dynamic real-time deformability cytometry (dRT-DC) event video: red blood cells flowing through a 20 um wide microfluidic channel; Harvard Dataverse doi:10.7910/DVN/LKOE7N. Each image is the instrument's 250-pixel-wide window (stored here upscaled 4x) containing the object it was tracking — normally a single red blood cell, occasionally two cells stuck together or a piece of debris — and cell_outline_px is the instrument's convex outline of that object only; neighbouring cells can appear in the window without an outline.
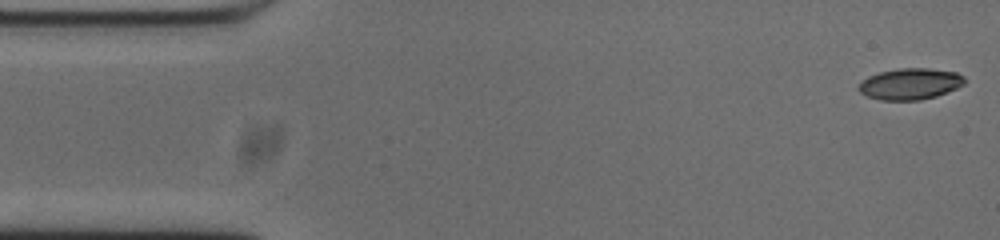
{"species": "common noctule bat (a hibernating species)", "species_latin": "Nyctalus noctula", "temperature_condition": "cold", "stored_images_in_passage": 53, "camera_frame_rate_fps": 3000, "um_per_image_px": 0.085, "animal": {"sex": "male", "body_mass_g": 20.0, "forearm_length_mm": 53.3}, "frame": {"image": 1, "passage_image": 1, "time_ms": 0.0, "image_size_px": [1000, 240], "cell_outline_px": [[964, 84], [956, 88], [936, 96], [916, 100], [884, 100], [868, 96], [860, 92], [860, 84], [864, 80], [880, 72], [904, 68], [924, 68], [956, 72], [964, 80]], "centroid_in_image_um": [77.38, 7.13], "position_along_channel_um": 7.6, "area_um2": 18.61}}
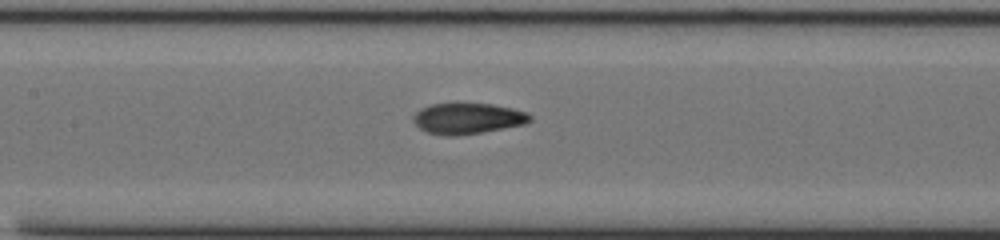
{"frame": {"image": 2, "passage_image": 23, "time_ms": 7.333, "image_size_px": [1000, 240], "cell_outline_px": [[532, 120], [524, 124], [480, 132], [428, 132], [420, 128], [416, 124], [416, 112], [432, 104], [488, 104], [508, 108], [524, 112], [532, 116]], "centroid_in_image_um": [39.83, 10.02], "position_along_channel_um": 167.6, "area_um2": 19.31}}
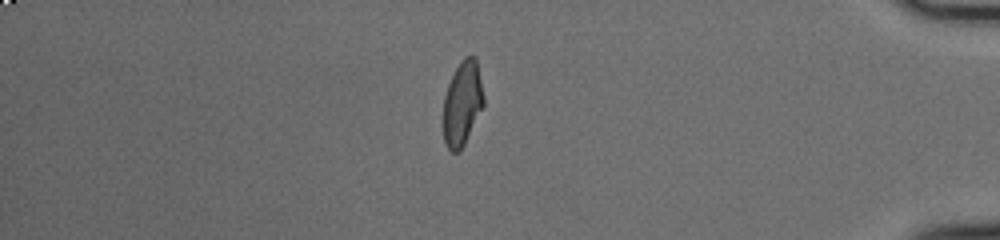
{"frame": {"image": 3, "passage_image": 45, "time_ms": 14.667, "image_size_px": [1000, 240], "cell_outline_px": [[484, 104], [464, 144], [456, 152], [452, 152], [448, 148], [444, 140], [444, 96], [448, 84], [460, 60], [464, 56], [472, 56], [476, 60], [484, 96]], "centroid_in_image_um": [39.3, 8.76], "position_along_channel_um": 395.9, "area_um2": 19.42}, "authors_computed_cell_mechanics": {"area_um2": 19.7098, "velocity_mm_per_s": 3.721, "shape_relaxation_time_tau1_ms": null, "shape_relaxation_time_tau2_ms": 1.1632, "deformation_change_tau1": null, "deformation_change_tau2": 0.0729}}